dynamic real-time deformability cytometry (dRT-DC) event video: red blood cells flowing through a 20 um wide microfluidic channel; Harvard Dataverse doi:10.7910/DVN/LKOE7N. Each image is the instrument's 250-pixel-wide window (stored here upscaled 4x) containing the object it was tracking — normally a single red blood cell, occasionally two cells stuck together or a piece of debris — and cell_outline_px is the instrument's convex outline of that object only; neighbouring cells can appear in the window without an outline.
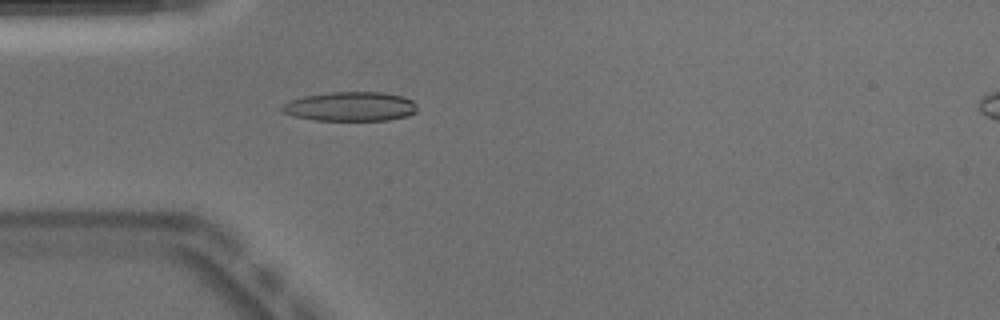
{"species": "Egyptian fruit bat (a non-hibernating species)", "species_latin": "Rousettus aegyptiacus", "temperature_condition": "warm", "stored_images_in_passage": 51, "camera_frame_rate_fps": 3000, "um_per_image_px": 0.085, "animal": {"sex": "male"}, "frame": {"image": 1, "passage_image": 15, "time_ms": 4.667, "image_size_px": [1000, 320], "cell_outline_px": [[416, 112], [408, 116], [388, 120], [312, 120], [292, 116], [280, 112], [280, 108], [288, 100], [304, 96], [332, 92], [384, 92], [404, 96], [412, 100], [416, 104]], "centroid_in_image_um": [29.76, 9.05], "position_along_channel_um": 55.2, "area_um2": 23.35}, "authors_computed_cell_mechanics": {"area_um2": 22.6576, "velocity_mm_per_s": 3.9339, "shape_relaxation_time_tau1_ms": null, "shape_relaxation_time_tau2_ms": 1.6364, "deformation_change_tau1": null, "deformation_change_tau2": 0.0921}}